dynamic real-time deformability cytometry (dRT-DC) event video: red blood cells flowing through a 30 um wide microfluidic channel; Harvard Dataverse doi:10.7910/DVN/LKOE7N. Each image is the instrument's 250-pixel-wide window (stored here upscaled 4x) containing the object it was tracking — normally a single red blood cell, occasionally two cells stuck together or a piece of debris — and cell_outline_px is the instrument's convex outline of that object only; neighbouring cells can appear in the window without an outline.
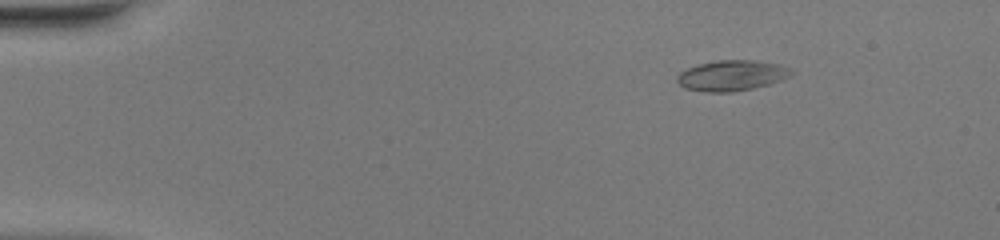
{"species": "common noctule bat (a hibernating species)", "species_latin": "Nyctalus noctula", "temperature_condition": "warm", "stored_images_in_passage": 47, "camera_frame_rate_fps": 3000, "um_per_image_px": 0.085, "animal": {"sex": "female", "body_mass_g": 20.0, "forearm_length_mm": 54.0}, "frame": {"image": 1, "passage_image": 4, "time_ms": 1.0, "image_size_px": [1000, 240], "cell_outline_px": [[792, 72], [788, 76], [780, 80], [768, 84], [752, 88], [732, 92], [704, 92], [684, 88], [676, 80], [676, 76], [680, 72], [688, 68], [700, 64], [716, 60], [752, 60], [776, 64], [792, 68]], "centroid_in_image_um": [62.15, 6.42], "position_along_channel_um": 22.8, "area_um2": 20.11}}
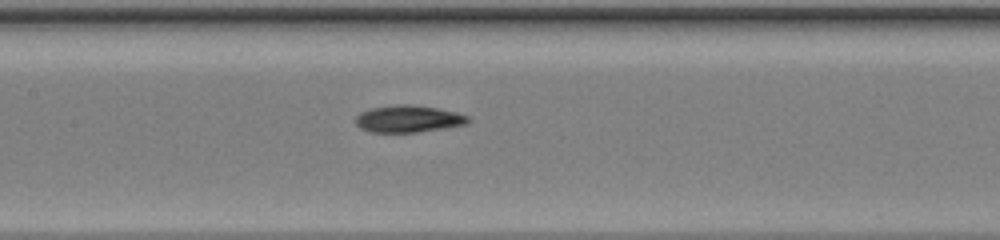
{"frame": {"image": 2, "passage_image": 22, "time_ms": 7.0, "image_size_px": [1000, 240], "cell_outline_px": [[468, 120], [464, 124], [444, 128], [416, 132], [368, 132], [360, 128], [356, 124], [356, 116], [360, 112], [372, 108], [400, 104], [408, 104], [436, 108], [456, 112], [468, 116]], "centroid_in_image_um": [34.66, 10.1], "position_along_channel_um": 172.7, "area_um2": 17.46}}
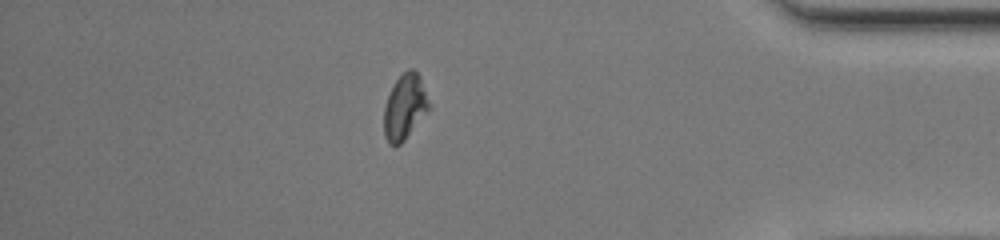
{"frame": {"image": 3, "passage_image": 41, "time_ms": 13.333, "image_size_px": [1000, 240], "cell_outline_px": [[432, 108], [404, 140], [400, 144], [388, 144], [384, 136], [384, 108], [388, 96], [396, 80], [408, 68], [412, 68], [420, 76], [432, 104]], "centroid_in_image_um": [34.45, 9.09], "position_along_channel_um": 400.7, "area_um2": 17.34}, "authors_computed_cell_mechanics": {"area_um2": 17.8024, "velocity_mm_per_s": 4.1204, "shape_relaxation_time_tau1_ms": null, "shape_relaxation_time_tau2_ms": 6.1346, "deformation_change_tau1": null, "deformation_change_tau2": 0.1445}}